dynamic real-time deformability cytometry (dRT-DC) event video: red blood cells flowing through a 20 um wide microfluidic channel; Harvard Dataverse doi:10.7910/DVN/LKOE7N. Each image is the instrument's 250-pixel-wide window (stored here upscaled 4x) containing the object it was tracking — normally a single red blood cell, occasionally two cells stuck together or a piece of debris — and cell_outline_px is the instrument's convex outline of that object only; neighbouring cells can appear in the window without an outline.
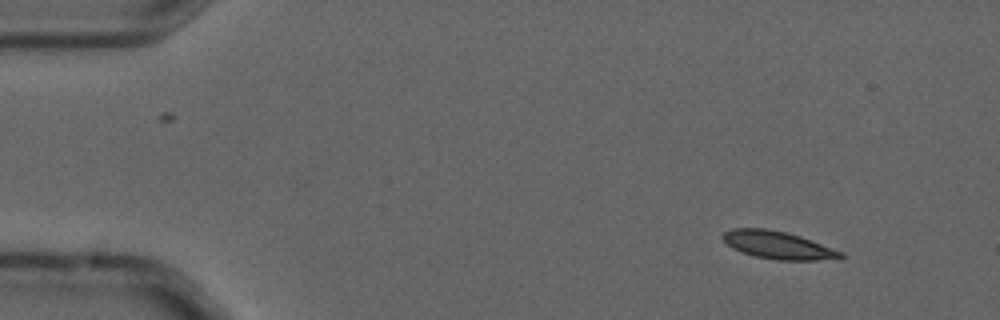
{"species": "common noctule bat (a hibernating species)", "species_latin": "Nyctalus noctula", "temperature_condition": "cold", "stored_images_in_passage": 5, "camera_frame_rate_fps": 3000, "um_per_image_px": 0.085, "animal": {"sex": "male", "forearm_length_mm": 52.5}, "frame": {"image": 1, "passage_image": 1, "time_ms": 0.0, "image_size_px": [1000, 320], "cell_outline_px": [[844, 256], [816, 260], [776, 260], [756, 256], [740, 252], [732, 248], [720, 236], [724, 232], [732, 228], [764, 228], [784, 232], [800, 236], [844, 252]], "centroid_in_image_um": [66.07, 20.82], "position_along_channel_um": 18.9, "area_um2": 18.79}}
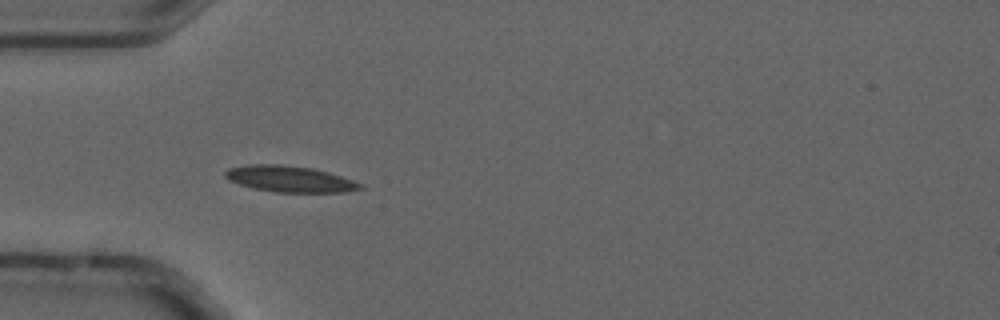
{"frame": {"image": 2, "passage_image": 4, "time_ms": 1.0, "image_size_px": [1000, 320], "cell_outline_px": [[364, 188], [344, 192], [276, 192], [256, 188], [240, 184], [228, 180], [224, 176], [224, 172], [228, 168], [248, 164], [280, 164], [312, 168], [328, 172], [364, 184]], "centroid_in_image_um": [24.62, 15.2], "position_along_channel_um": 60.4, "area_um2": 20.52}}
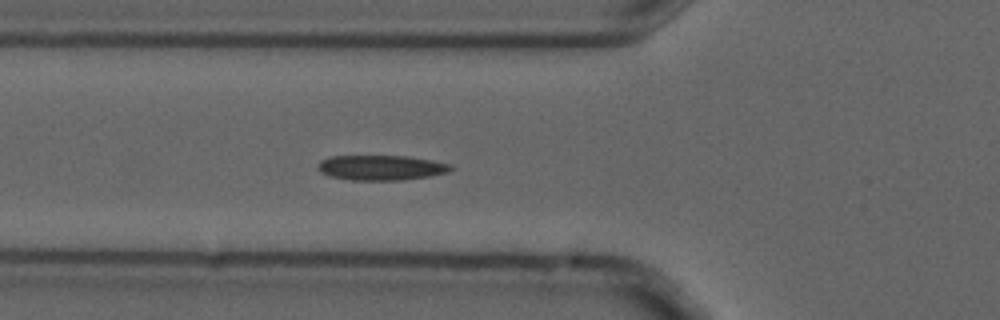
{"frame": {"image": 3, "passage_image": 5, "time_ms": 1.333, "image_size_px": [1000, 320], "cell_outline_px": [[452, 168], [448, 172], [428, 176], [404, 180], [352, 180], [328, 176], [320, 172], [316, 168], [320, 160], [332, 156], [408, 156], [432, 160], [452, 164]], "centroid_in_image_um": [32.37, 14.25], "position_along_channel_um": 93.4, "area_um2": 19.48}}